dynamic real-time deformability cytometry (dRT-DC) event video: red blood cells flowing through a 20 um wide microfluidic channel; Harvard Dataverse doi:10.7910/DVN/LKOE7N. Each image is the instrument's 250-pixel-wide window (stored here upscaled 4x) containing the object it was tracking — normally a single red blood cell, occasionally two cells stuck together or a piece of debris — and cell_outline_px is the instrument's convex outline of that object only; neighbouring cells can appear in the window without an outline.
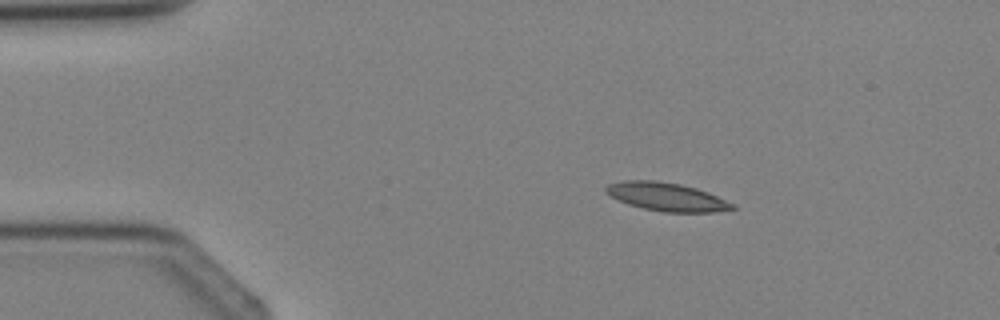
{"species": "Egyptian fruit bat (a non-hibernating species)", "species_latin": "Rousettus aegyptiacus", "temperature_condition": "cold", "stored_images_in_passage": 2, "camera_frame_rate_fps": 3000, "um_per_image_px": 0.085, "animal": {"sex": "female"}, "frame": {"image": 1, "passage_image": 1, "time_ms": 0.0, "image_size_px": [1000, 320], "cell_outline_px": [[736, 208], [712, 212], [664, 212], [644, 208], [628, 204], [612, 196], [604, 188], [608, 184], [624, 180], [656, 180], [680, 184], [696, 188], [708, 192], [732, 204]], "centroid_in_image_um": [56.64, 16.72], "position_along_channel_um": 28.4, "area_um2": 20.46}}